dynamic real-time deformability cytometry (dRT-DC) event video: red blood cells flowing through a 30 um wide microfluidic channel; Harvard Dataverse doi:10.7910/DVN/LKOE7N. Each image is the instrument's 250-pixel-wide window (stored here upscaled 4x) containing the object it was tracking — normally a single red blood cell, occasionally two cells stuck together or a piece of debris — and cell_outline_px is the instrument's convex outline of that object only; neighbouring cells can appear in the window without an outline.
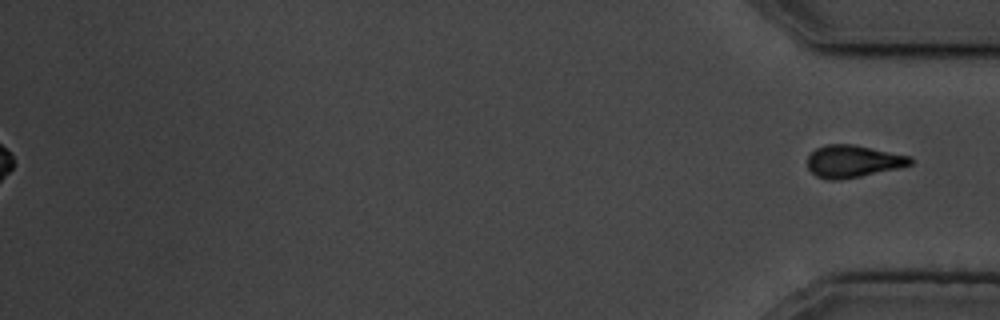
{"species": "common noctule bat (a hibernating species)", "species_latin": "Nyctalus noctula", "temperature_condition": "cold", "stored_images_in_passage": 57, "segment_of_instrument_passage": [2, 2], "camera_frame_rate_fps": 3000, "um_per_image_px": 0.085, "animal": {"sex": "male", "body_mass_g": 19.5, "forearm_length_mm": 54.6}, "frame": {"image": 1, "passage_image": 57, "time_ms": 18.667, "image_size_px": [1000, 320], "cell_outline_px": [[912, 164], [900, 168], [840, 180], [828, 180], [816, 176], [808, 168], [808, 156], [816, 148], [824, 144], [856, 144], [912, 156]], "centroid_in_image_um": [72.53, 13.7], "position_along_channel_um": 362.7, "area_um2": 19.59}}